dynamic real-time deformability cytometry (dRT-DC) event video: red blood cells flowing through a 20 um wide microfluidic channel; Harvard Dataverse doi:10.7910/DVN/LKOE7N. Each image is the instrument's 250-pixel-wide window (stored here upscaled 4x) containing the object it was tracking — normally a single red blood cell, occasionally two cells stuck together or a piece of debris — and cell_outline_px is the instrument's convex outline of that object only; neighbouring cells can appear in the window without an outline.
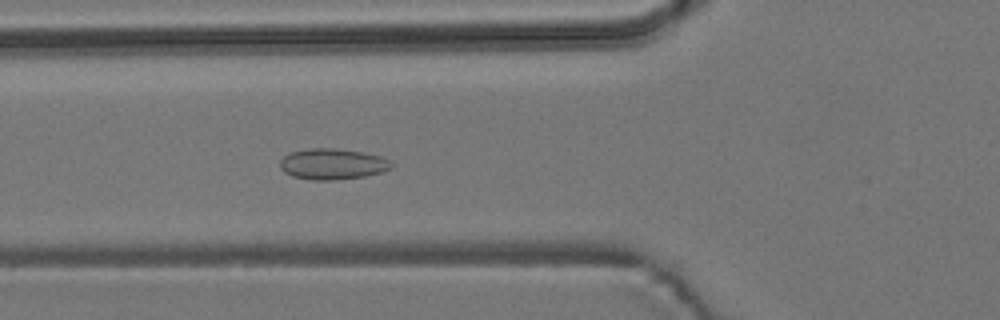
{"species": "common noctule bat (a hibernating species)", "species_latin": "Nyctalus noctula", "temperature_condition": "room temperature", "stored_images_in_passage": 4, "camera_frame_rate_fps": 3000, "um_per_image_px": 0.085, "animal": {"sex": "male", "body_mass_g": 19.2, "forearm_length_mm": 51.8}, "frame": {"image": 1, "passage_image": 4, "time_ms": 3.333, "image_size_px": [1000, 320], "cell_outline_px": [[392, 168], [380, 172], [364, 176], [332, 180], [312, 180], [292, 176], [284, 172], [280, 168], [280, 160], [288, 152], [308, 148], [336, 148], [360, 152], [380, 156], [388, 160], [392, 164]], "centroid_in_image_um": [28.2, 13.93], "position_along_channel_um": 97.6, "area_um2": 20.0}}